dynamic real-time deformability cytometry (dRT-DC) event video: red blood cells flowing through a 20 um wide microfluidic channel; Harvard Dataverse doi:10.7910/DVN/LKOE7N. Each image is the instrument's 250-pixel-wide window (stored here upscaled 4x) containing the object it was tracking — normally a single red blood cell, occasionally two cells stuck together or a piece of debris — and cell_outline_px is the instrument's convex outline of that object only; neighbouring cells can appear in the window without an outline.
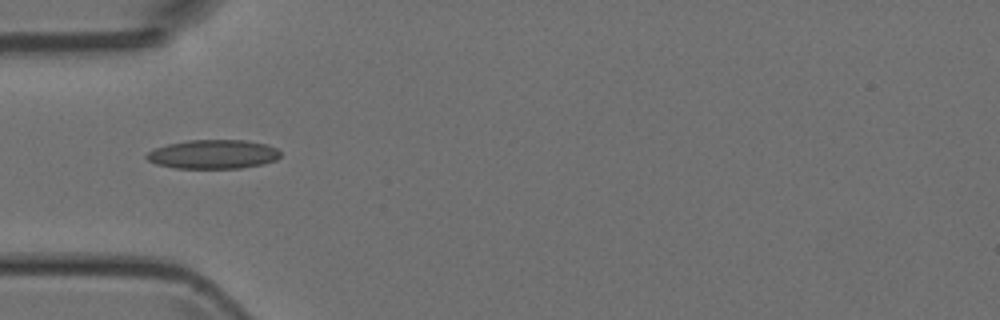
{"species": "Egyptian fruit bat (a non-hibernating species)", "species_latin": "Rousettus aegyptiacus", "temperature_condition": "room temperature", "stored_images_in_passage": 6, "camera_frame_rate_fps": 3000, "um_per_image_px": 0.085, "animal": {"sex": "female"}, "frame": {"image": 1, "passage_image": 4, "time_ms": 3.667, "image_size_px": [1000, 320], "cell_outline_px": [[280, 156], [276, 160], [264, 164], [240, 168], [172, 168], [156, 164], [148, 160], [144, 156], [148, 152], [156, 148], [168, 144], [188, 140], [244, 140], [268, 144], [276, 148], [280, 152]], "centroid_in_image_um": [18.13, 13.11], "position_along_channel_um": 66.9, "area_um2": 22.72}}
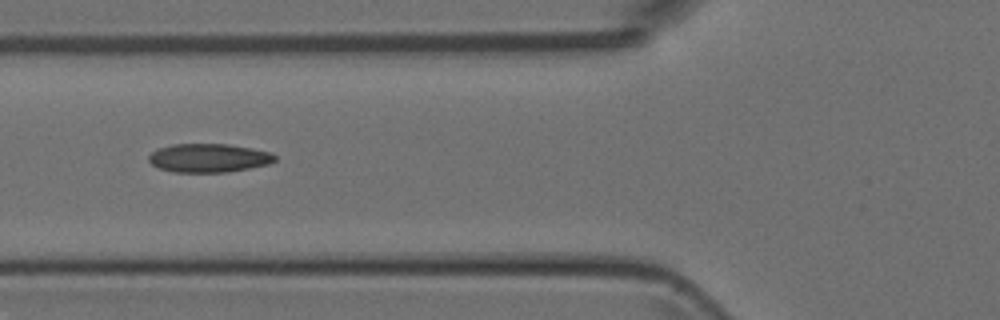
{"frame": {"image": 2, "passage_image": 5, "time_ms": 4.667, "image_size_px": [1000, 320], "cell_outline_px": [[276, 160], [268, 164], [228, 172], [172, 172], [160, 168], [152, 164], [148, 160], [148, 156], [152, 152], [160, 148], [172, 144], [228, 144], [252, 148], [268, 152], [276, 156]], "centroid_in_image_um": [17.73, 13.43], "position_along_channel_um": 108.1, "area_um2": 20.92}}
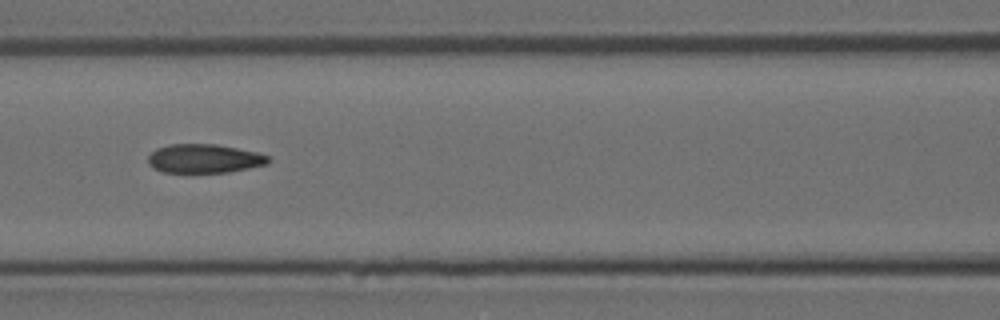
{"frame": {"image": 3, "passage_image": 6, "time_ms": 5.667, "image_size_px": [1000, 320], "cell_outline_px": [[272, 160], [268, 164], [228, 172], [164, 172], [152, 168], [148, 164], [148, 156], [156, 148], [168, 144], [216, 144], [256, 152], [268, 156]], "centroid_in_image_um": [17.34, 13.47], "position_along_channel_um": 149.3, "area_um2": 20.23}}